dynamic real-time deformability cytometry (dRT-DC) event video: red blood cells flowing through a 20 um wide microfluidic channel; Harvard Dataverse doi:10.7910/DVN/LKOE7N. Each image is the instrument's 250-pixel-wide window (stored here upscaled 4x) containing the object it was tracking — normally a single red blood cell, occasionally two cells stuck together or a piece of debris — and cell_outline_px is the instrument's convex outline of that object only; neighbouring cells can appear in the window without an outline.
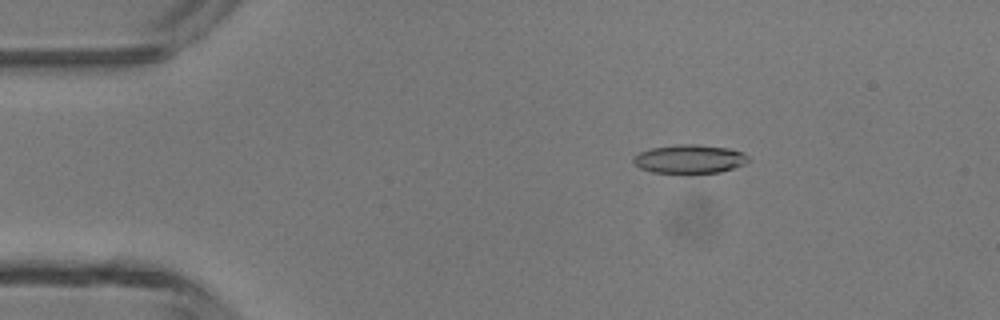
{"species": "common noctule bat (a hibernating species)", "species_latin": "Nyctalus noctula", "temperature_condition": "room temperature", "stored_images_in_passage": 47, "camera_frame_rate_fps": 3000, "um_per_image_px": 0.085, "animal": {"sex": "male", "body_mass_g": 13.3}, "frame": {"image": 1, "passage_image": 8, "time_ms": 2.333, "image_size_px": [1000, 320], "cell_outline_px": [[748, 160], [744, 164], [720, 172], [688, 176], [684, 176], [652, 172], [640, 168], [632, 160], [632, 156], [640, 152], [652, 148], [676, 144], [696, 144], [728, 148], [744, 152], [748, 156]], "centroid_in_image_um": [58.58, 13.56], "position_along_channel_um": 26.4, "area_um2": 20.0}}
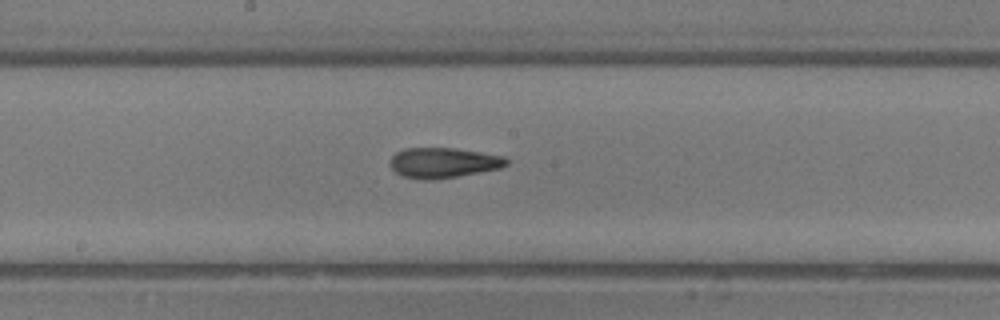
{"frame": {"image": 2, "passage_image": 25, "time_ms": 8.0, "image_size_px": [1000, 320], "cell_outline_px": [[508, 164], [500, 168], [456, 176], [432, 180], [428, 180], [404, 176], [396, 172], [388, 164], [392, 156], [396, 152], [404, 148], [456, 148], [504, 156], [508, 160]], "centroid_in_image_um": [37.66, 13.82], "position_along_channel_um": 210.5, "area_um2": 20.35}}
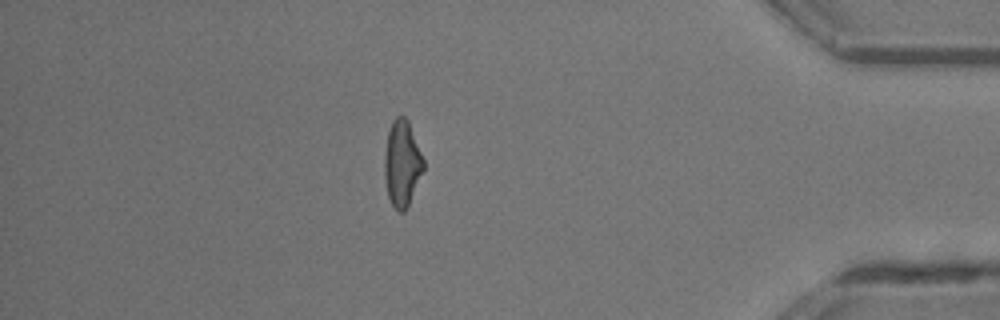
{"frame": {"image": 3, "passage_image": 41, "time_ms": 13.333, "image_size_px": [1000, 320], "cell_outline_px": [[424, 168], [408, 204], [404, 212], [396, 212], [388, 196], [384, 176], [384, 156], [388, 132], [392, 120], [396, 116], [404, 116], [408, 120], [424, 160]], "centroid_in_image_um": [34.16, 13.88], "position_along_channel_um": 401.0, "area_um2": 19.42}, "authors_computed_cell_mechanics": {"area_um2": 19.941, "velocity_mm_per_s": 4.3761, "shape_relaxation_time_tau1_ms": 5.2946, "shape_relaxation_time_tau2_ms": 2.4296, "deformation_change_tau1": 0.2021, "deformation_change_tau2": 0.1115}}